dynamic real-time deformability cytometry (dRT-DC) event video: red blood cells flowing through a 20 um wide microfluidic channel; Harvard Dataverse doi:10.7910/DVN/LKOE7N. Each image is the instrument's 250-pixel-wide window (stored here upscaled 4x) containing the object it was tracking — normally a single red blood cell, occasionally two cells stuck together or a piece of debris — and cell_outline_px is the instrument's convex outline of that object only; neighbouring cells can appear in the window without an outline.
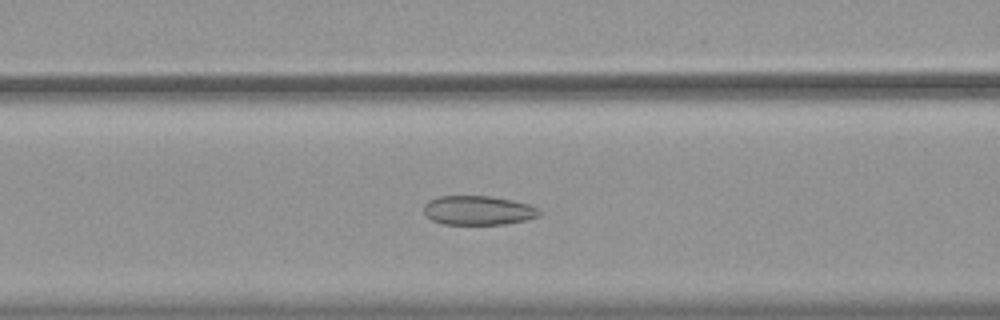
{"species": "common noctule bat (a hibernating species)", "species_latin": "Nyctalus noctula", "temperature_condition": "warm", "stored_images_in_passage": 37, "camera_frame_rate_fps": 3000, "um_per_image_px": 0.085, "animal": {"sex": "female", "body_mass_g": 19.9}, "frame": {"image": 1, "passage_image": 5, "time_ms": 1.333, "image_size_px": [1000, 320], "cell_outline_px": [[540, 216], [524, 220], [504, 224], [444, 224], [432, 220], [424, 212], [424, 204], [428, 200], [436, 196], [492, 196], [512, 200], [528, 204], [540, 208]], "centroid_in_image_um": [40.64, 17.87], "position_along_channel_um": 126.0, "area_um2": 19.71}}
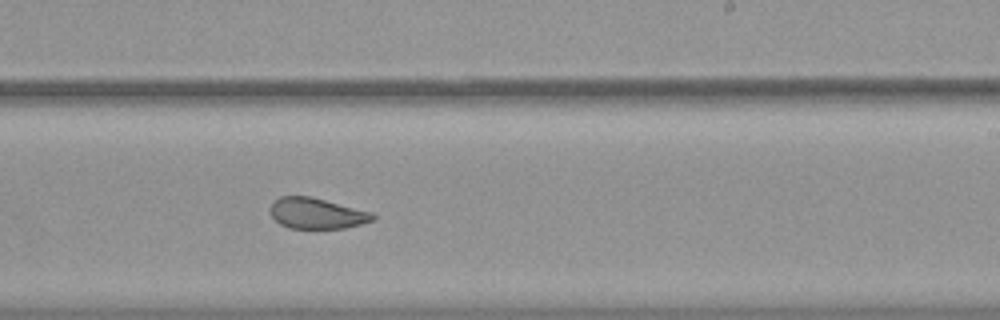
{"frame": {"image": 2, "passage_image": 16, "time_ms": 5.0, "image_size_px": [1000, 320], "cell_outline_px": [[376, 220], [344, 228], [288, 228], [280, 224], [268, 212], [272, 204], [280, 196], [312, 196], [372, 212], [376, 216]], "centroid_in_image_um": [26.93, 18.13], "position_along_channel_um": 262.1, "area_um2": 18.5}}
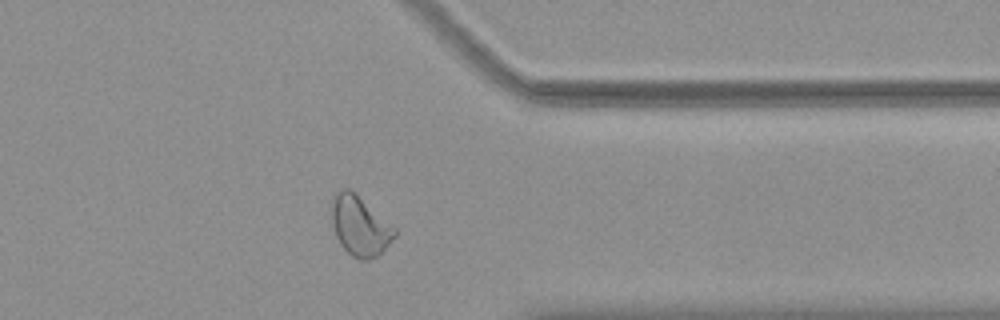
{"frame": {"image": 3, "passage_image": 26, "time_ms": 8.333, "image_size_px": [1000, 320], "cell_outline_px": [[396, 236], [376, 256], [368, 260], [360, 260], [352, 256], [340, 244], [336, 236], [332, 224], [332, 196], [340, 188], [348, 188], [396, 228]], "centroid_in_image_um": [30.56, 19.2], "position_along_channel_um": 380.8, "area_um2": 21.56}}